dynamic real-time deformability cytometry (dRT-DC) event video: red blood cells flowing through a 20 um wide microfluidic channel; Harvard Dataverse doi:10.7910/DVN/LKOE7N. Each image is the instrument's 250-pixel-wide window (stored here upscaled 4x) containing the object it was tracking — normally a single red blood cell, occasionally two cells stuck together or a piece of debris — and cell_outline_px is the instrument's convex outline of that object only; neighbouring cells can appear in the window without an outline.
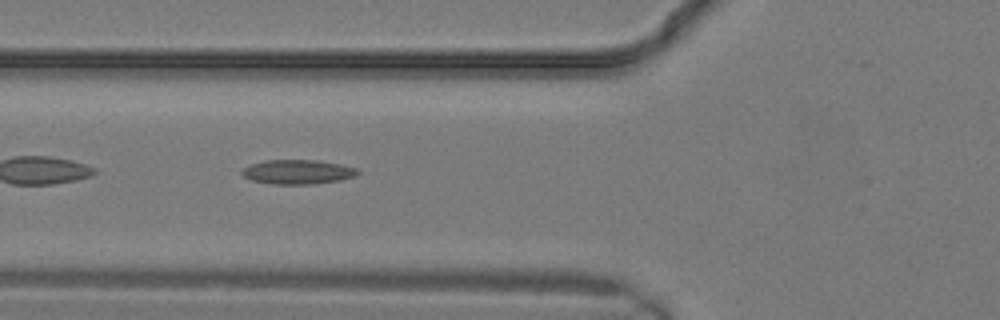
{"species": "common noctule bat (a hibernating species)", "species_latin": "Nyctalus noctula", "temperature_condition": "warm", "stored_images_in_passage": 13, "camera_frame_rate_fps": 3000, "um_per_image_px": 0.085, "animal": {"sex": "male", "body_mass_g": 19.2, "forearm_length_mm": 51.8}, "frame": {"image": 1, "passage_image": 10, "time_ms": 3.0, "image_size_px": [1000, 320], "cell_outline_px": [[360, 172], [356, 176], [340, 180], [312, 184], [272, 184], [252, 180], [244, 176], [240, 172], [248, 164], [264, 160], [316, 160], [340, 164], [356, 168]], "centroid_in_image_um": [25.29, 14.61], "position_along_channel_um": 100.5, "area_um2": 16.47}}